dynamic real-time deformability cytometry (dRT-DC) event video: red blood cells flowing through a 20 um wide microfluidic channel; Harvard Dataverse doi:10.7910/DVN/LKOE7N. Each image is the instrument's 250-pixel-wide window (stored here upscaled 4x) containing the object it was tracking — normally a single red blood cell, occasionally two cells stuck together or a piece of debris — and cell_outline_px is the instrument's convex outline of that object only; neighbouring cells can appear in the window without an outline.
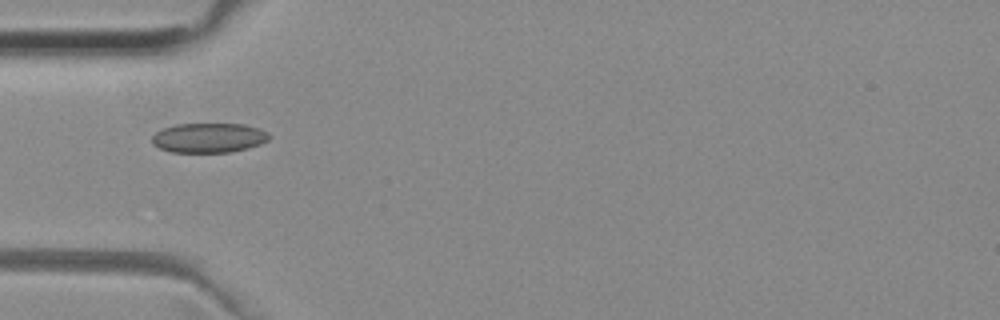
{"species": "common noctule bat (a hibernating species)", "species_latin": "Nyctalus noctula", "temperature_condition": "room temperature", "stored_images_in_passage": 5, "camera_frame_rate_fps": 3000, "um_per_image_px": 0.085, "animal": {"sex": "female", "body_mass_g": 29.2, "forearm_length_mm": 56.3}, "frame": {"image": 1, "passage_image": 1, "time_ms": 0.0, "image_size_px": [1000, 320], "cell_outline_px": [[272, 136], [268, 140], [260, 144], [248, 148], [228, 152], [172, 152], [160, 148], [152, 144], [152, 136], [156, 132], [164, 128], [176, 124], [244, 124], [260, 128], [268, 132]], "centroid_in_image_um": [17.77, 11.71], "position_along_channel_um": 67.2, "area_um2": 20.29}}
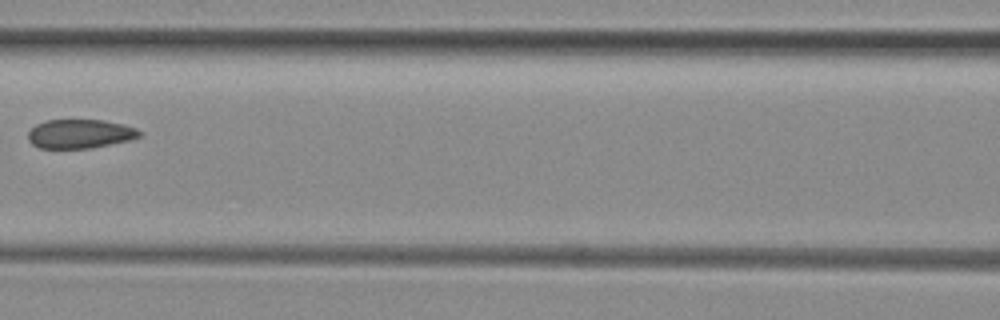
{"frame": {"image": 2, "passage_image": 3, "time_ms": 0.667, "image_size_px": [1000, 320], "cell_outline_px": [[140, 136], [128, 140], [112, 144], [92, 148], [40, 148], [32, 144], [28, 140], [28, 132], [36, 124], [48, 120], [104, 120], [124, 124], [136, 128], [140, 132]], "centroid_in_image_um": [6.79, 11.37], "position_along_channel_um": 159.8, "area_um2": 18.79}}
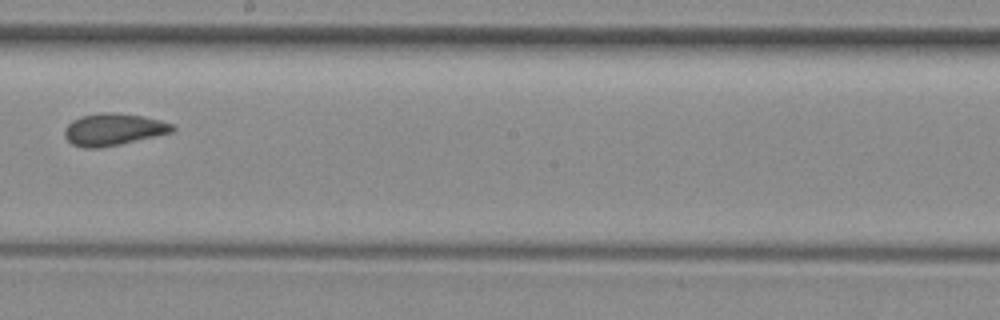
{"frame": {"image": 3, "passage_image": 5, "time_ms": 1.333, "image_size_px": [1000, 320], "cell_outline_px": [[176, 128], [172, 132], [156, 136], [120, 144], [100, 148], [84, 148], [72, 144], [64, 136], [64, 128], [72, 120], [80, 116], [104, 112], [112, 112], [144, 116], [160, 120], [172, 124]], "centroid_in_image_um": [9.62, 11.0], "position_along_channel_um": 238.6, "area_um2": 20.17}}